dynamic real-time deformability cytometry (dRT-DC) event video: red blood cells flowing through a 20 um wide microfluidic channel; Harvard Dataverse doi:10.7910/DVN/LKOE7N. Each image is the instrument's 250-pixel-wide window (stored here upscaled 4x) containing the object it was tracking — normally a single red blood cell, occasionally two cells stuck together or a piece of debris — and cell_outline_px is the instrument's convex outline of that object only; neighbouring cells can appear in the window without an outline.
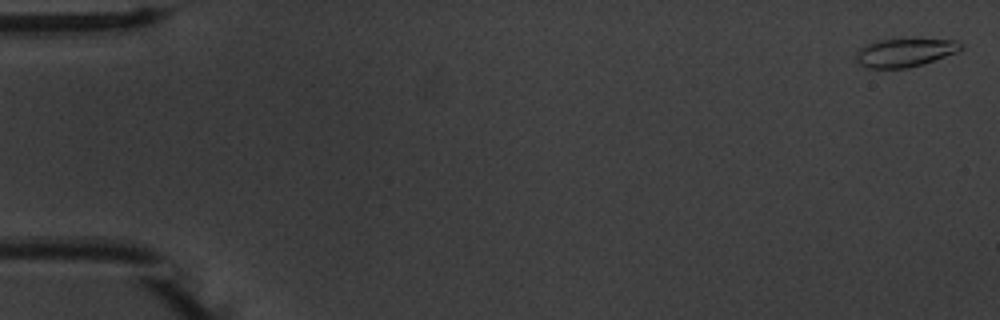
{"species": "common noctule bat (a hibernating species)", "species_latin": "Nyctalus noctula", "temperature_condition": "warm", "stored_images_in_passage": 55, "camera_frame_rate_fps": 3000, "um_per_image_px": 0.085, "animal": {"sex": "male", "body_mass_g": 20.1, "forearm_length_mm": 53.5}, "frame": {"image": 1, "passage_image": 2, "time_ms": 0.333, "image_size_px": [1000, 320], "cell_outline_px": [[964, 48], [956, 52], [908, 68], [864, 68], [856, 60], [856, 52], [860, 48], [868, 44], [880, 40], [956, 40], [964, 44]], "centroid_in_image_um": [76.89, 4.48], "position_along_channel_um": 8.1, "area_um2": 16.88}}
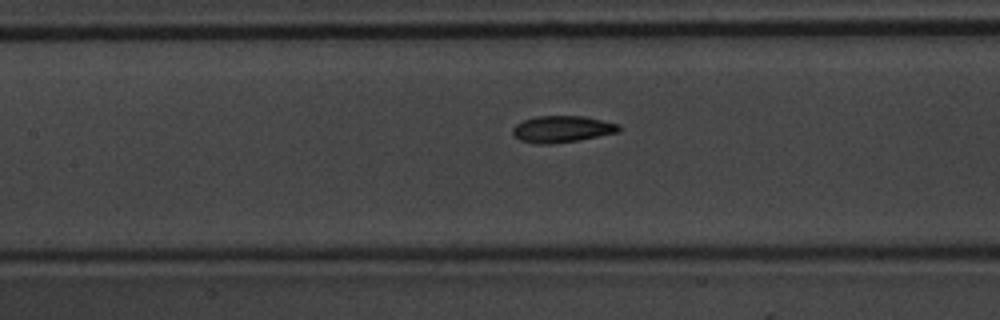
{"frame": {"image": 2, "passage_image": 26, "time_ms": 8.333, "image_size_px": [1000, 320], "cell_outline_px": [[624, 128], [620, 132], [580, 140], [552, 144], [536, 144], [520, 140], [512, 136], [512, 128], [516, 124], [524, 120], [536, 116], [584, 116], [620, 124]], "centroid_in_image_um": [47.8, 10.98], "position_along_channel_um": 159.6, "area_um2": 16.82}}
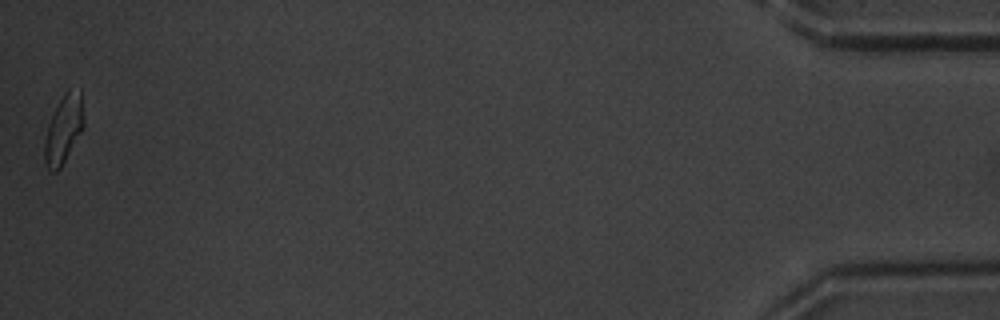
{"frame": {"image": 3, "passage_image": 55, "time_ms": 18.0, "image_size_px": [1000, 320], "cell_outline_px": [[84, 128], [60, 168], [56, 172], [52, 172], [44, 164], [44, 144], [48, 124], [64, 92], [68, 88], [80, 88], [84, 116]], "centroid_in_image_um": [5.42, 10.97], "position_along_channel_um": 429.8, "area_um2": 15.72}, "authors_computed_cell_mechanics": {"area_um2": 16.5308, "velocity_mm_per_s": 3.752, "shape_relaxation_time_tau1_ms": 3.567, "shape_relaxation_time_tau2_ms": 1.4431, "deformation_change_tau1": 0.1354, "deformation_change_tau2": 0.0789}}